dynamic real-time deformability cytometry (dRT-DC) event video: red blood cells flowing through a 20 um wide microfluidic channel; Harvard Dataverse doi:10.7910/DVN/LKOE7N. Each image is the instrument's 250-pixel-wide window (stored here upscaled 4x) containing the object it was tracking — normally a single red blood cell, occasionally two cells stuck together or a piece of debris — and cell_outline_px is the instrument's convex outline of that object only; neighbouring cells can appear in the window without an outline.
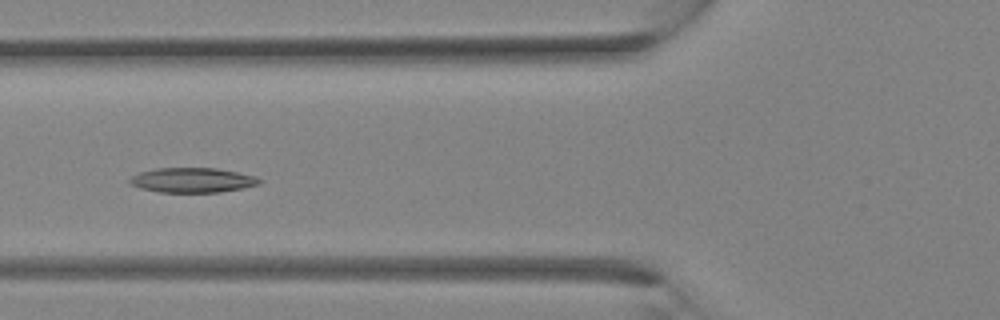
{"species": "Egyptian fruit bat (a non-hibernating species)", "species_latin": "Rousettus aegyptiacus", "temperature_condition": "room temperature", "stored_images_in_passage": 34, "camera_frame_rate_fps": 3000, "um_per_image_px": 0.085, "animal": {"sex": "female"}, "frame": {"image": 1, "passage_image": 13, "time_ms": 4.0, "image_size_px": [1000, 320], "cell_outline_px": [[264, 180], [260, 184], [244, 188], [220, 192], [160, 192], [140, 188], [132, 184], [128, 180], [132, 176], [140, 172], [156, 168], [216, 168], [256, 176]], "centroid_in_image_um": [16.4, 15.31], "position_along_channel_um": 109.4, "area_um2": 18.73}}
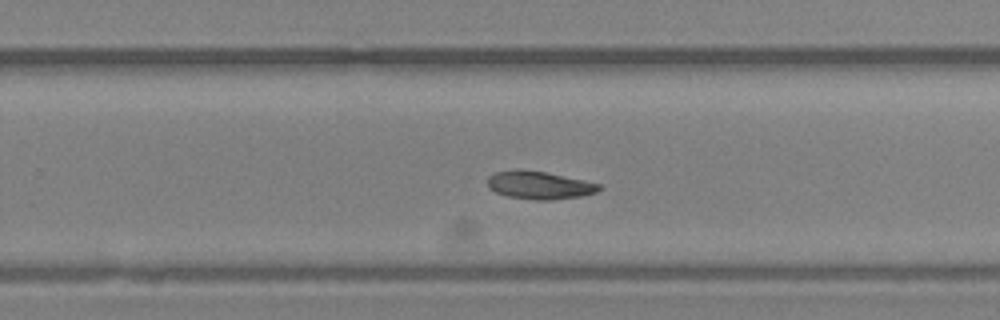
{"frame": {"image": 2, "passage_image": 22, "time_ms": 7.0, "image_size_px": [1000, 320], "cell_outline_px": [[604, 188], [596, 192], [580, 196], [552, 200], [532, 200], [508, 196], [496, 192], [488, 188], [488, 176], [496, 172], [516, 168], [544, 172], [584, 180], [600, 184]], "centroid_in_image_um": [45.83, 15.74], "position_along_channel_um": 284.0, "area_um2": 18.21}}
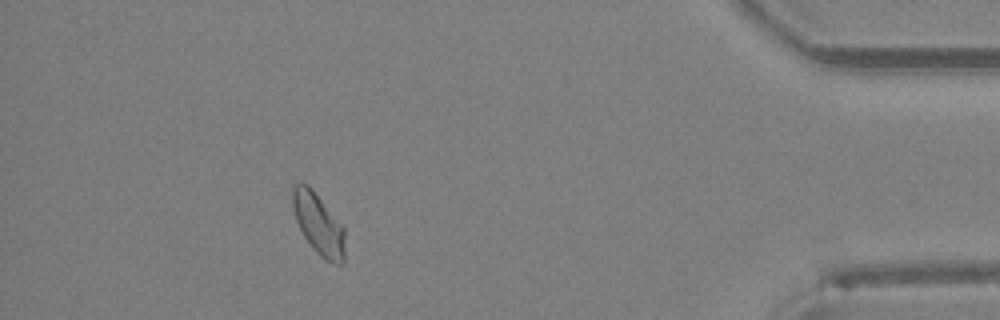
{"frame": {"image": 3, "passage_image": 31, "time_ms": 10.0, "image_size_px": [1000, 320], "cell_outline_px": [[344, 264], [336, 264], [324, 260], [312, 248], [304, 236], [296, 220], [292, 208], [292, 188], [296, 184], [308, 184], [344, 228]], "centroid_in_image_um": [27.06, 19.07], "position_along_channel_um": 408.1, "area_um2": 18.44}}